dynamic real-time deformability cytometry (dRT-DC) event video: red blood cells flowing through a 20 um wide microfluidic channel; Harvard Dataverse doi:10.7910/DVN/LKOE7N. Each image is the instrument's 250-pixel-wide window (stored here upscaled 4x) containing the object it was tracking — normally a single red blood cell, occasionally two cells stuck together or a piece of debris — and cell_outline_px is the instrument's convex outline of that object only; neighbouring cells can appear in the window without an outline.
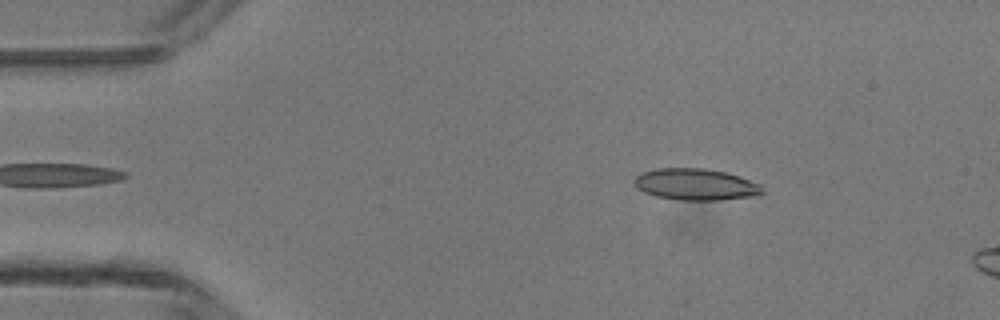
{"species": "common noctule bat (a hibernating species)", "species_latin": "Nyctalus noctula", "temperature_condition": "room temperature", "stored_images_in_passage": 3, "camera_frame_rate_fps": 3000, "um_per_image_px": 0.085, "animal": {"sex": "male", "body_mass_g": 13.3}, "frame": {"image": 1, "passage_image": 1, "time_ms": 0.0, "image_size_px": [1000, 320], "cell_outline_px": [[764, 192], [760, 196], [720, 200], [680, 200], [656, 196], [644, 192], [636, 184], [636, 176], [640, 172], [656, 168], [704, 168], [724, 172], [740, 176], [760, 184], [764, 188]], "centroid_in_image_um": [59.2, 15.68], "position_along_channel_um": 25.8, "area_um2": 23.64}}